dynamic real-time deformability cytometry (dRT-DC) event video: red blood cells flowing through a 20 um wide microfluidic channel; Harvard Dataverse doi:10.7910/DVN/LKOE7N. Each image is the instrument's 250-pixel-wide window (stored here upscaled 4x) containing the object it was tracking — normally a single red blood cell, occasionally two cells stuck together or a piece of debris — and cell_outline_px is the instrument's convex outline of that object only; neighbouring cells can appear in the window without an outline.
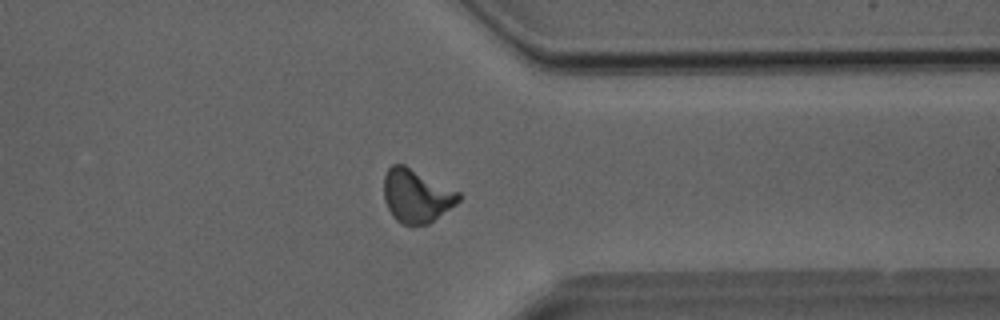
{"species": "Egyptian fruit bat (a non-hibernating species)", "species_latin": "Rousettus aegyptiacus", "temperature_condition": "room temperature", "stored_images_in_passage": 37, "camera_frame_rate_fps": 3000, "um_per_image_px": 0.085, "animal": {"sex": "male"}, "frame": {"image": 1, "passage_image": 29, "time_ms": 9.333, "image_size_px": [1000, 320], "cell_outline_px": [[460, 200], [456, 204], [428, 224], [412, 228], [400, 224], [392, 216], [384, 200], [384, 176], [388, 168], [392, 164], [404, 164], [460, 192]], "centroid_in_image_um": [35.38, 16.68], "position_along_channel_um": 376.0, "area_um2": 23.58}}
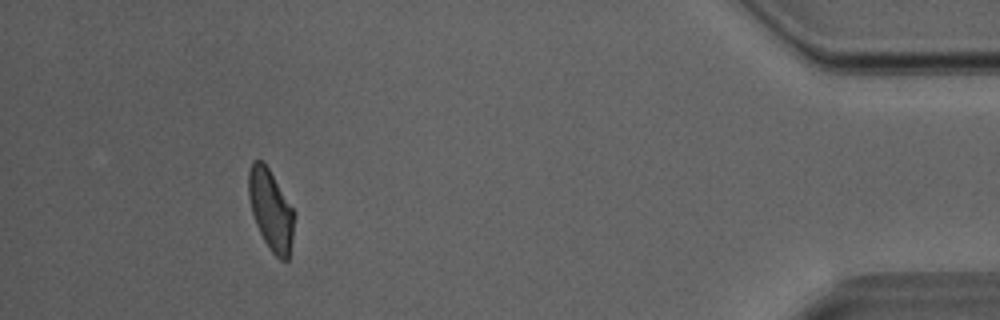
{"frame": {"image": 2, "passage_image": 34, "time_ms": 11.0, "image_size_px": [1000, 320], "cell_outline_px": [[296, 216], [292, 240], [288, 260], [280, 260], [272, 252], [264, 240], [256, 224], [252, 212], [248, 196], [248, 172], [252, 160], [264, 160], [296, 212]], "centroid_in_image_um": [23.04, 17.8], "position_along_channel_um": 412.2, "area_um2": 21.79}}